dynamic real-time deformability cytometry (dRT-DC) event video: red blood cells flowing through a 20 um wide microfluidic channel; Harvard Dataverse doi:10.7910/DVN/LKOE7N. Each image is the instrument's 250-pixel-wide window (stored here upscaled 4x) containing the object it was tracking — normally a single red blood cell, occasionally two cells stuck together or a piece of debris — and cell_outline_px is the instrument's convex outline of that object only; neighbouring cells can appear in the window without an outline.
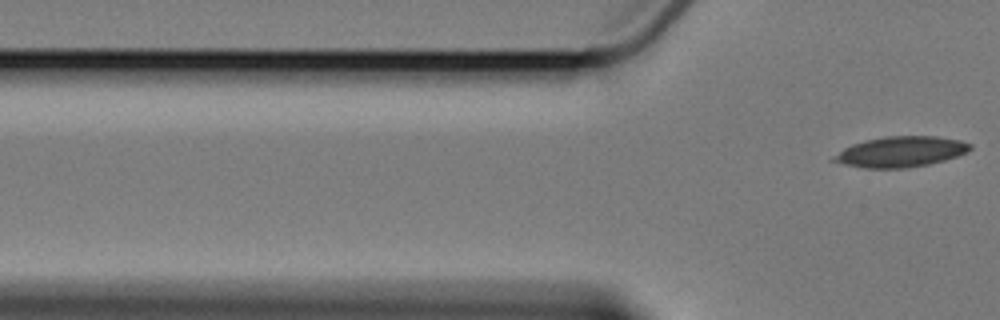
{"species": "Egyptian fruit bat (a non-hibernating species)", "species_latin": "Rousettus aegyptiacus", "temperature_condition": "cold", "stored_images_in_passage": 5, "camera_frame_rate_fps": 3000, "um_per_image_px": 0.085, "animal": {"sex": "female"}, "frame": {"image": 1, "passage_image": 5, "time_ms": 5.667, "image_size_px": [1000, 320], "cell_outline_px": [[972, 148], [968, 152], [944, 160], [928, 164], [908, 168], [864, 168], [844, 164], [828, 160], [832, 156], [844, 148], [852, 144], [864, 140], [888, 136], [932, 136], [960, 140], [972, 144]], "centroid_in_image_um": [76.53, 12.9], "position_along_channel_um": 49.3, "area_um2": 24.33}}